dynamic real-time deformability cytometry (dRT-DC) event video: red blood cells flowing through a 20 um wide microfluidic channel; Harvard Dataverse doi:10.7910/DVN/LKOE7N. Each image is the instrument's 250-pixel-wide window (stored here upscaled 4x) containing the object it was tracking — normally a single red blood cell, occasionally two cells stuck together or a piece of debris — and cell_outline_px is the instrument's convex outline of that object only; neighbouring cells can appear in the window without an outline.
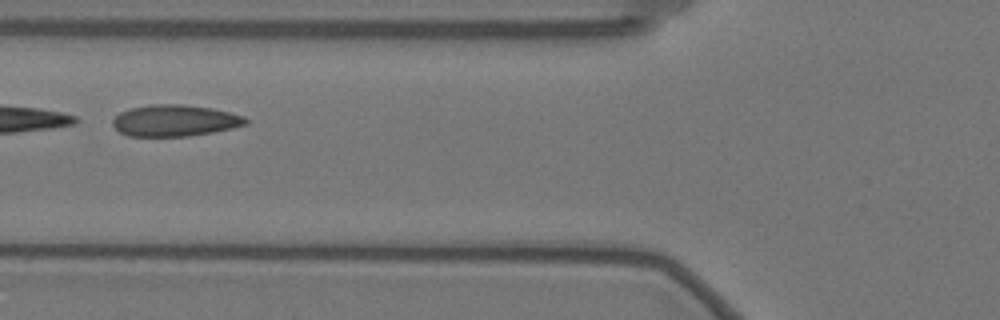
{"species": "Egyptian fruit bat (a non-hibernating species)", "species_latin": "Rousettus aegyptiacus", "temperature_condition": "warm", "stored_images_in_passage": 23, "camera_frame_rate_fps": 3000, "um_per_image_px": 0.085, "animal": {"sex": "female"}, "frame": {"image": 1, "passage_image": 18, "time_ms": 5.667, "image_size_px": [1000, 320], "cell_outline_px": [[248, 124], [232, 128], [212, 132], [188, 136], [128, 136], [120, 132], [112, 124], [112, 120], [120, 112], [132, 108], [152, 104], [184, 104], [212, 108], [244, 116], [248, 120]], "centroid_in_image_um": [14.87, 10.24], "position_along_channel_um": 110.9, "area_um2": 24.33}}